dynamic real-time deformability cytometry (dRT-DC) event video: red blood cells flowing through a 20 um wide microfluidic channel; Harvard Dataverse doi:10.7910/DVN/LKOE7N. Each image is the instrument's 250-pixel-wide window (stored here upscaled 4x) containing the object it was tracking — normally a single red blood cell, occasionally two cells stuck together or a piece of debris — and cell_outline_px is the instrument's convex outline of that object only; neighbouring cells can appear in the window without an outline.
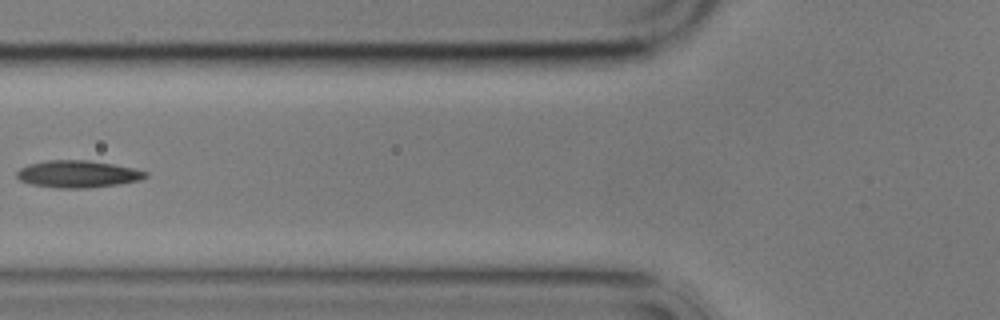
{"species": "common noctule bat (a hibernating species)", "species_latin": "Nyctalus noctula", "temperature_condition": "cold", "stored_images_in_passage": 5, "camera_frame_rate_fps": 3000, "um_per_image_px": 0.085, "animal": {"sex": "male", "body_mass_g": 17.9}, "frame": {"image": 1, "passage_image": 5, "time_ms": 6.0, "image_size_px": [1000, 320], "cell_outline_px": [[148, 176], [140, 180], [120, 184], [88, 188], [56, 188], [32, 184], [20, 180], [16, 176], [16, 172], [20, 168], [28, 164], [44, 160], [88, 160], [112, 164], [132, 168], [148, 172]], "centroid_in_image_um": [6.6, 14.79], "position_along_channel_um": 119.2, "area_um2": 20.4}}